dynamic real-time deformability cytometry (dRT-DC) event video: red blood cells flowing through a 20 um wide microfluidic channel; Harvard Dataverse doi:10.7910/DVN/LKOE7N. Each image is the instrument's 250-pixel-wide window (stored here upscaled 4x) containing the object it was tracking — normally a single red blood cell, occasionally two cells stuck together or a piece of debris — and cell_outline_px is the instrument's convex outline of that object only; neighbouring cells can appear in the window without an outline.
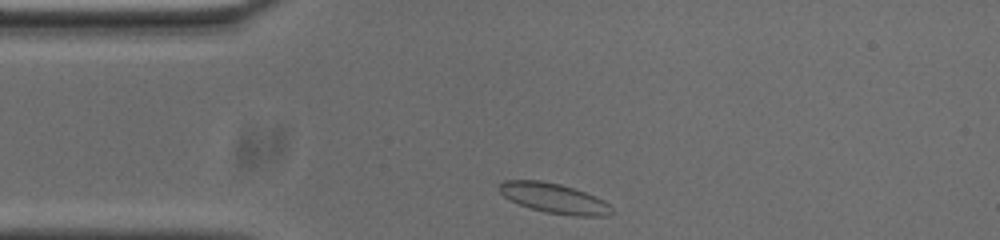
{"species": "common noctule bat (a hibernating species)", "species_latin": "Nyctalus noctula", "temperature_condition": "cold", "stored_images_in_passage": 32, "camera_frame_rate_fps": 3000, "um_per_image_px": 0.085, "animal": {"sex": "male", "body_mass_g": 20.0, "forearm_length_mm": 53.3}, "frame": {"image": 1, "passage_image": 1, "time_ms": 0.0, "image_size_px": [1000, 240], "cell_outline_px": [[612, 212], [608, 216], [576, 216], [544, 212], [520, 204], [504, 196], [500, 192], [500, 184], [504, 180], [540, 180], [560, 184], [584, 192], [604, 200], [612, 208]], "centroid_in_image_um": [47.12, 16.85], "position_along_channel_um": 37.9, "area_um2": 19.31}}
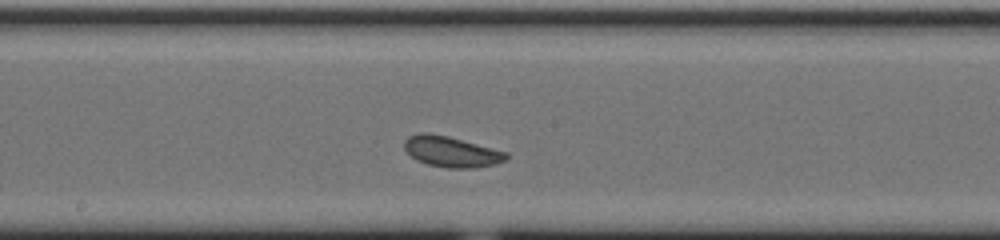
{"frame": {"image": 2, "passage_image": 17, "time_ms": 5.333, "image_size_px": [1000, 240], "cell_outline_px": [[508, 160], [496, 164], [476, 168], [448, 168], [428, 164], [416, 160], [404, 148], [404, 140], [408, 136], [420, 132], [428, 132], [448, 136], [508, 152]], "centroid_in_image_um": [38.38, 12.89], "position_along_channel_um": 209.8, "area_um2": 18.38}}
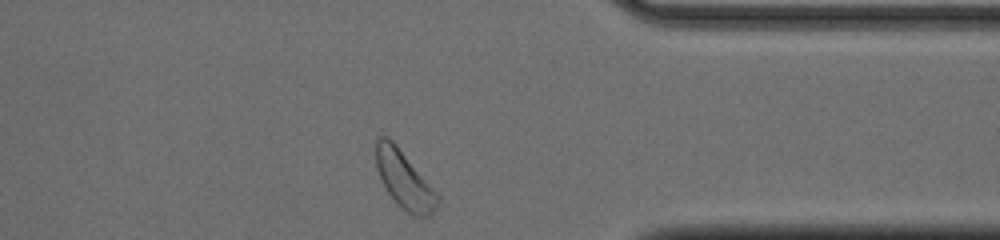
{"frame": {"image": 3, "passage_image": 32, "time_ms": 10.333, "image_size_px": [1000, 240], "cell_outline_px": [[440, 200], [432, 212], [428, 216], [412, 216], [388, 192], [376, 168], [376, 140], [380, 136], [388, 136], [396, 144], [440, 196]], "centroid_in_image_um": [34.37, 15.25], "position_along_channel_um": 377.0, "area_um2": 20.06}, "authors_computed_cell_mechanics": {"area_um2": 17.918, "velocity_mm_per_s": 3.6142, "shape_relaxation_time_tau1_ms": 3.575, "shape_relaxation_time_tau2_ms": null, "deformation_change_tau1": 0.1141, "deformation_change_tau2": null}}